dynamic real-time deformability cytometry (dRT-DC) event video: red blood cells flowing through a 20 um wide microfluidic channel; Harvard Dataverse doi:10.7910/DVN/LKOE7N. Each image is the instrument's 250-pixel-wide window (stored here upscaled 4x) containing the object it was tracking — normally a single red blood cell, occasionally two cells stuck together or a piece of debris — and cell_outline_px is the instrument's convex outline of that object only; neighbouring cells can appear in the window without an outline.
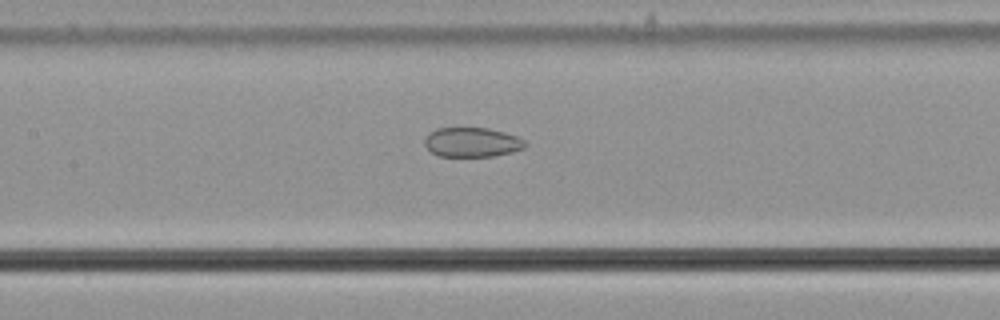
{"species": "common noctule bat (a hibernating species)", "species_latin": "Nyctalus noctula", "temperature_condition": "cold", "stored_images_in_passage": 47, "segment_of_instrument_passage": [2, 2], "camera_frame_rate_fps": 3000, "um_per_image_px": 0.085, "animal": {"sex": "male", "body_mass_g": 21.5, "forearm_length_mm": 52.0}, "frame": {"image": 1, "passage_image": 23, "time_ms": 7.333, "image_size_px": [1000, 320], "cell_outline_px": [[528, 144], [524, 148], [512, 152], [492, 156], [440, 156], [432, 152], [424, 144], [424, 140], [428, 132], [436, 128], [488, 128], [504, 132], [516, 136], [524, 140]], "centroid_in_image_um": [40.12, 12.08], "position_along_channel_um": 167.3, "area_um2": 17.28}}
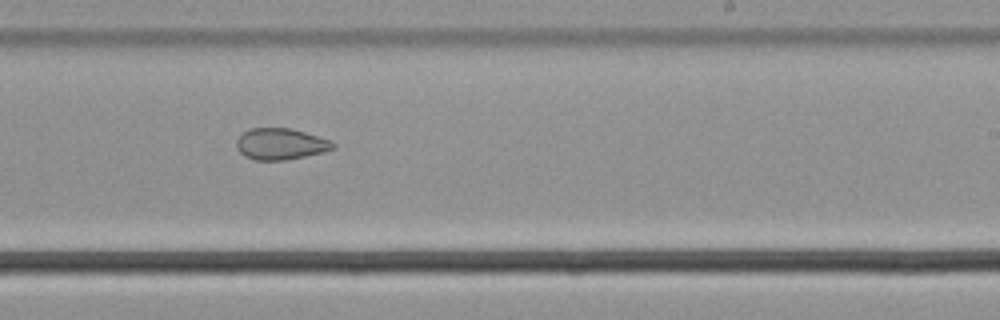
{"frame": {"image": 2, "passage_image": 31, "time_ms": 10.0, "image_size_px": [1000, 320], "cell_outline_px": [[336, 148], [324, 152], [284, 160], [256, 160], [244, 156], [236, 148], [236, 140], [244, 132], [252, 128], [292, 128], [328, 140], [336, 144]], "centroid_in_image_um": [23.84, 12.24], "position_along_channel_um": 265.2, "area_um2": 17.51}}
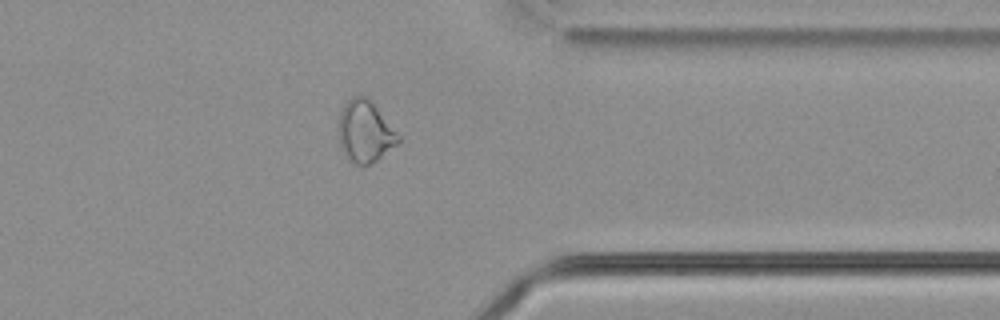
{"frame": {"image": 3, "passage_image": 41, "time_ms": 13.333, "image_size_px": [1000, 320], "cell_outline_px": [[400, 140], [396, 144], [376, 160], [368, 164], [356, 164], [340, 148], [336, 132], [336, 128], [340, 112], [344, 104], [352, 96], [364, 96], [376, 108], [400, 136]], "centroid_in_image_um": [30.96, 11.17], "position_along_channel_um": 380.4, "area_um2": 21.04}}